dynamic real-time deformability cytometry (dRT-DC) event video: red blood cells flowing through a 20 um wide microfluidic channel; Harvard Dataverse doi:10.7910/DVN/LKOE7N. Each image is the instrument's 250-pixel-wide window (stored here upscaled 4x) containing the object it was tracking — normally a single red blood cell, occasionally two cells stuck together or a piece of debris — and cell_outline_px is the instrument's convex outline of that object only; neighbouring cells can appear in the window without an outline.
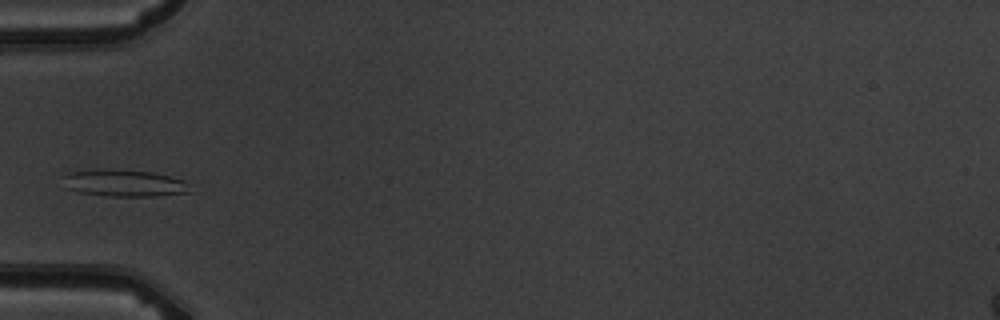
{"species": "common noctule bat (a hibernating species)", "species_latin": "Nyctalus noctula", "temperature_condition": "warm", "stored_images_in_passage": 4, "camera_frame_rate_fps": 3000, "um_per_image_px": 0.085, "animal": {"sex": "male", "body_mass_g": 19.5, "forearm_length_mm": 54.6}, "frame": {"image": 1, "passage_image": 4, "time_ms": 3.333, "image_size_px": [1000, 320], "cell_outline_px": [[192, 192], [156, 196], [108, 196], [80, 192], [64, 188], [60, 176], [64, 172], [152, 172], [184, 180]], "centroid_in_image_um": [10.53, 15.62], "position_along_channel_um": 74.5, "area_um2": 19.07}}